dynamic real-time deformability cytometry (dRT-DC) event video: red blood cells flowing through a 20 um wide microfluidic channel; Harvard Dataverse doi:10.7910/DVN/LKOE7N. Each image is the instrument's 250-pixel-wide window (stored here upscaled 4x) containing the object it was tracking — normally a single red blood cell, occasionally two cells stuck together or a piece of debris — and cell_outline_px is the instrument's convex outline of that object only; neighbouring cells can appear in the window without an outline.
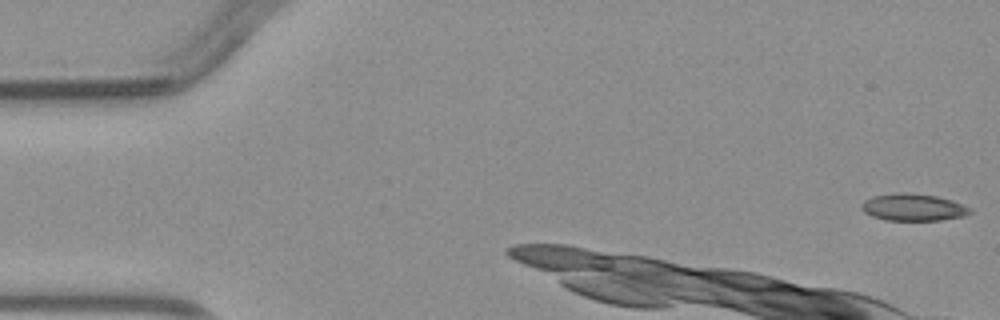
{"species": "common noctule bat (a hibernating species)", "species_latin": "Nyctalus noctula", "temperature_condition": "warm", "stored_images_in_passage": 6, "camera_frame_rate_fps": 3000, "um_per_image_px": 0.085, "animal": {"sex": "male", "body_mass_g": 23.1, "forearm_length_mm": 52.7}, "frame": {"image": 1, "passage_image": 1, "time_ms": 0.0, "image_size_px": [1000, 320], "cell_outline_px": [[972, 212], [964, 216], [940, 220], [884, 220], [872, 216], [864, 212], [860, 208], [860, 204], [864, 200], [872, 196], [896, 192], [912, 192], [936, 196], [952, 200], [964, 204], [972, 208]], "centroid_in_image_um": [77.61, 17.6], "position_along_channel_um": 7.4, "area_um2": 17.46}}